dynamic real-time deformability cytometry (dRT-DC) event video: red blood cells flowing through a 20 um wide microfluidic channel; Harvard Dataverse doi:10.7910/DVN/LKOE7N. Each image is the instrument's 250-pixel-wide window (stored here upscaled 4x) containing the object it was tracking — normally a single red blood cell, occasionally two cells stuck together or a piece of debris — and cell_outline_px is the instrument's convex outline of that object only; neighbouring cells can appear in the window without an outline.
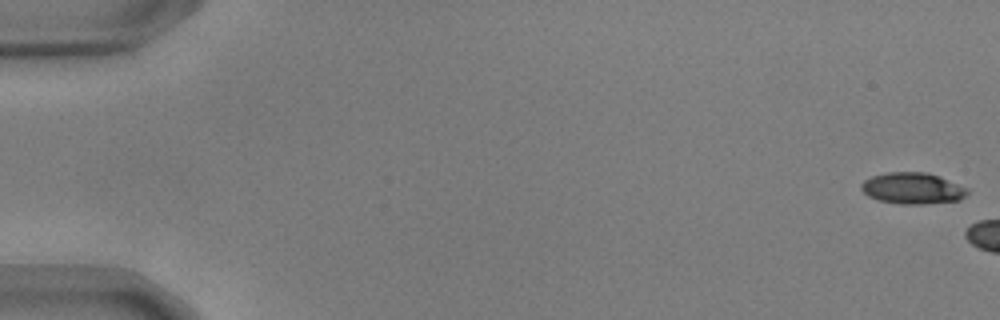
{"species": "common noctule bat (a hibernating species)", "species_latin": "Nyctalus noctula", "temperature_condition": "warm", "stored_images_in_passage": 6, "camera_frame_rate_fps": 3000, "um_per_image_px": 0.085, "animal": {"sex": "male", "body_mass_g": 17.9, "forearm_length_mm": 54.2}, "frame": {"image": 1, "passage_image": 1, "time_ms": 0.0, "image_size_px": [1000, 320], "cell_outline_px": [[968, 192], [960, 200], [920, 204], [900, 204], [876, 200], [868, 196], [860, 188], [860, 184], [864, 180], [872, 176], [888, 172], [928, 172], [940, 176], [968, 188]], "centroid_in_image_um": [77.55, 16.0], "position_along_channel_um": 7.5, "area_um2": 19.48}}